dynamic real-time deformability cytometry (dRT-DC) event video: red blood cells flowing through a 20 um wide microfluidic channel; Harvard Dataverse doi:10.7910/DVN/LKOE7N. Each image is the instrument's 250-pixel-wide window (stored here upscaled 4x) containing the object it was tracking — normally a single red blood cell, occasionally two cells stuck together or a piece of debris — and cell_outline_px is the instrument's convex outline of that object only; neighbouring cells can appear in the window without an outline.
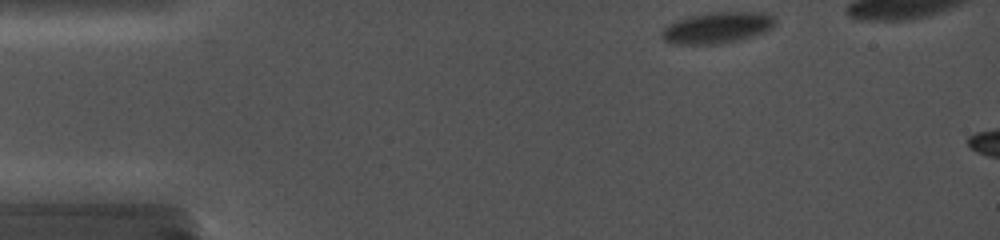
{"species": "common noctule bat (a hibernating species)", "species_latin": "Nyctalus noctula", "temperature_condition": "cold", "stored_images_in_passage": 21, "camera_frame_rate_fps": 5000, "um_per_image_px": 0.085, "animal": {"sex": "female", "body_mass_g": 19.0, "forearm_length_mm": 56.7}, "frame": {"image": 1, "passage_image": 1, "time_ms": 0.0, "image_size_px": [1000, 240], "cell_outline_px": [[776, 24], [772, 28], [764, 32], [740, 40], [720, 44], [672, 44], [664, 40], [660, 36], [660, 32], [668, 24], [676, 20], [708, 12], [764, 12], [776, 16]], "centroid_in_image_um": [60.98, 2.35], "position_along_channel_um": 24.0, "area_um2": 20.92}}
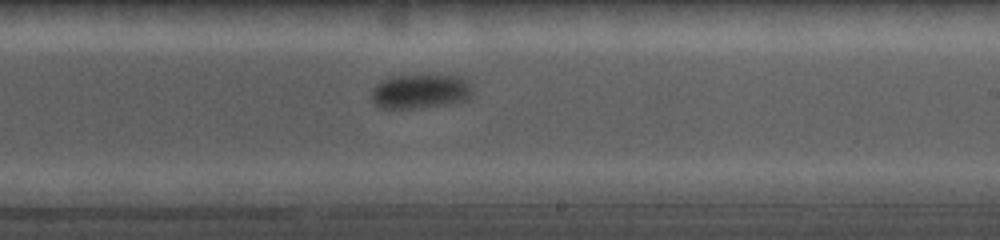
{"frame": {"image": 2, "passage_image": 15, "time_ms": 8.4, "image_size_px": [1000, 240], "cell_outline_px": [[476, 96], [468, 100], [448, 104], [416, 108], [380, 108], [372, 100], [372, 88], [380, 80], [396, 76], [464, 76], [472, 84]], "centroid_in_image_um": [35.82, 7.77], "position_along_channel_um": 253.2, "area_um2": 20.58}}
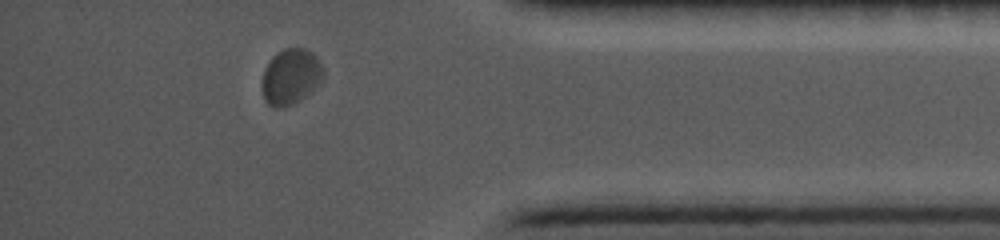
{"frame": {"image": 3, "passage_image": 20, "time_ms": 13.0, "image_size_px": [1000, 240], "cell_outline_px": [[324, 76], [320, 84], [312, 92], [300, 100], [284, 108], [276, 108], [268, 104], [264, 100], [264, 68], [272, 56], [276, 52], [284, 48], [304, 48], [312, 52], [320, 60], [324, 68]], "centroid_in_image_um": [24.77, 6.5], "position_along_channel_um": 410.4, "area_um2": 20.11}}